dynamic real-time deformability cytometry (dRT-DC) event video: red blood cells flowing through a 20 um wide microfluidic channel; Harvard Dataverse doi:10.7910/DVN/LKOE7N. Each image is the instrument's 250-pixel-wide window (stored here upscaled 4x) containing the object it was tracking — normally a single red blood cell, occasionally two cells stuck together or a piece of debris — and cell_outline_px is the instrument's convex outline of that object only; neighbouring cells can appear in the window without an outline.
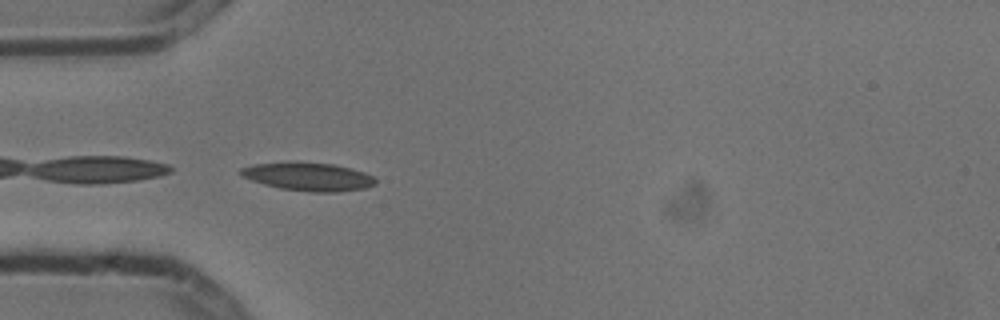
{"species": "common noctule bat (a hibernating species)", "species_latin": "Nyctalus noctula", "temperature_condition": "cold", "stored_images_in_passage": 5, "camera_frame_rate_fps": 3000, "um_per_image_px": 0.085, "animal": {"sex": "male", "body_mass_g": 13.3}, "frame": {"image": 1, "passage_image": 5, "time_ms": 1.333, "image_size_px": [1000, 320], "cell_outline_px": [[376, 184], [368, 188], [336, 192], [308, 192], [280, 188], [264, 184], [240, 176], [240, 168], [252, 164], [288, 160], [300, 160], [332, 164], [352, 168], [364, 172], [372, 176], [376, 180]], "centroid_in_image_um": [26.18, 14.98], "position_along_channel_um": 58.8, "area_um2": 22.89}}